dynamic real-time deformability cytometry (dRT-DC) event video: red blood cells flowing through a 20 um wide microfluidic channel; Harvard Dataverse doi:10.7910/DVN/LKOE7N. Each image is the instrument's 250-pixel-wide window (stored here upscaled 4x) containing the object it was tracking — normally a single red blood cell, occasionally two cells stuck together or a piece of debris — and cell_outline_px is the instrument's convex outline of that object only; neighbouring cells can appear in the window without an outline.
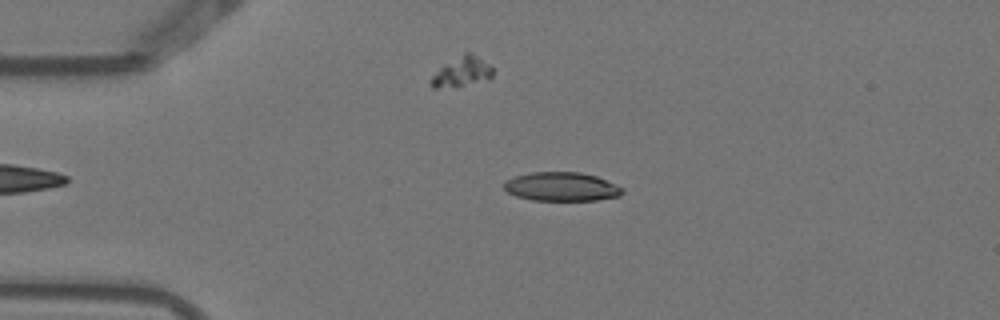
{"species": "Egyptian fruit bat (a non-hibernating species)", "species_latin": "Rousettus aegyptiacus", "temperature_condition": "warm", "stored_images_in_passage": 4, "camera_frame_rate_fps": 3000, "um_per_image_px": 0.085, "animal": {"sex": "female"}, "frame": {"image": 1, "passage_image": 3, "time_ms": 0.667, "image_size_px": [1000, 320], "cell_outline_px": [[624, 192], [620, 196], [596, 200], [532, 200], [516, 196], [508, 192], [504, 188], [504, 180], [516, 176], [532, 172], [580, 172], [596, 176], [624, 188]], "centroid_in_image_um": [47.73, 15.87], "position_along_channel_um": 37.3, "area_um2": 19.88}}